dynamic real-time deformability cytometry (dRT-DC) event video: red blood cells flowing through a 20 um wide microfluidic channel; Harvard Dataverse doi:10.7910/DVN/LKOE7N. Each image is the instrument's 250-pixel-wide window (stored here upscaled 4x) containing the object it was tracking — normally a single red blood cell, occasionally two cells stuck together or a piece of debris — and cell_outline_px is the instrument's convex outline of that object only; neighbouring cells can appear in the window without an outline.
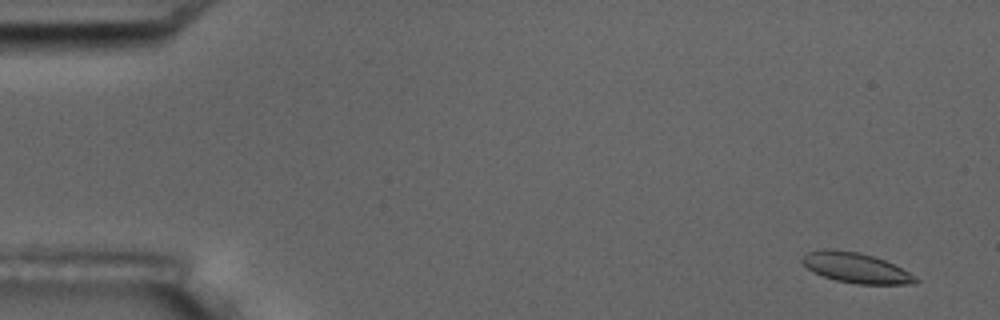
{"species": "common noctule bat (a hibernating species)", "species_latin": "Nyctalus noctula", "temperature_condition": "room temperature", "stored_images_in_passage": 5, "camera_frame_rate_fps": 3000, "um_per_image_px": 0.085, "animal": {"sex": "male", "body_mass_g": 17.5, "forearm_length_mm": 52.3}, "frame": {"image": 1, "passage_image": 1, "time_ms": 0.0, "image_size_px": [1000, 320], "cell_outline_px": [[920, 280], [916, 284], [856, 284], [836, 280], [812, 272], [800, 260], [808, 252], [824, 248], [860, 252], [884, 260], [916, 276]], "centroid_in_image_um": [72.75, 22.77], "position_along_channel_um": 12.3, "area_um2": 19.83}}
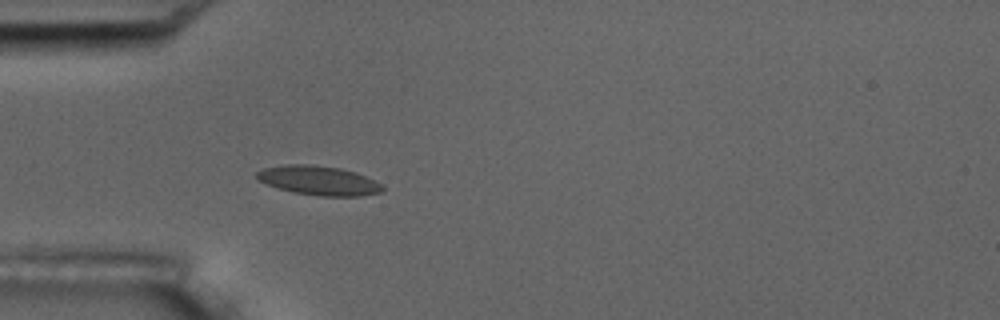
{"frame": {"image": 2, "passage_image": 5, "time_ms": 4.667, "image_size_px": [1000, 320], "cell_outline_px": [[384, 188], [380, 192], [360, 196], [320, 196], [292, 192], [276, 188], [256, 180], [256, 172], [264, 168], [288, 164], [308, 164], [340, 168], [356, 172], [384, 184]], "centroid_in_image_um": [27.08, 15.34], "position_along_channel_um": 57.9, "area_um2": 21.62}}